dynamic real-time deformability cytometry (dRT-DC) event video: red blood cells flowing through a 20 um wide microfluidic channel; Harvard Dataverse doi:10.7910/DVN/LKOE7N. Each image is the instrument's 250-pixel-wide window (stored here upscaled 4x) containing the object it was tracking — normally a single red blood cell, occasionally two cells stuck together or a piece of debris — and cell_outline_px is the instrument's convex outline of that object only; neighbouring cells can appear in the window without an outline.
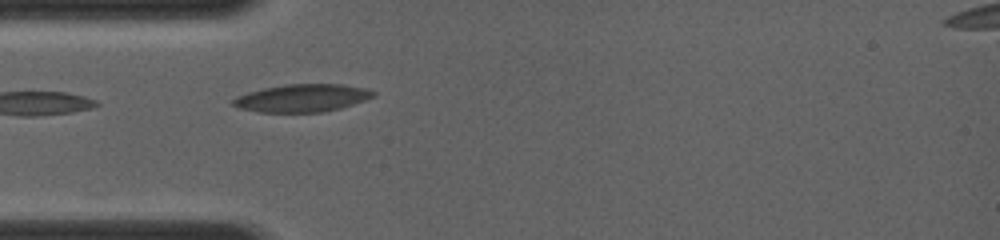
{"species": "common noctule bat (a hibernating species)", "species_latin": "Nyctalus noctula", "temperature_condition": "room temperature", "stored_images_in_passage": 1, "camera_frame_rate_fps": 4000, "um_per_image_px": 0.085, "animal": {"sex": "female", "body_mass_g": 19.0, "forearm_length_mm": 56.7}, "frame": {"image": 1, "passage_image": 1, "time_ms": 0.0, "image_size_px": [1000, 240], "cell_outline_px": [[376, 96], [340, 108], [320, 112], [260, 112], [240, 108], [232, 104], [232, 100], [236, 96], [248, 92], [264, 88], [284, 84], [344, 84], [368, 88], [376, 92]], "centroid_in_image_um": [25.71, 8.32], "position_along_channel_um": 59.3, "area_um2": 22.66}}